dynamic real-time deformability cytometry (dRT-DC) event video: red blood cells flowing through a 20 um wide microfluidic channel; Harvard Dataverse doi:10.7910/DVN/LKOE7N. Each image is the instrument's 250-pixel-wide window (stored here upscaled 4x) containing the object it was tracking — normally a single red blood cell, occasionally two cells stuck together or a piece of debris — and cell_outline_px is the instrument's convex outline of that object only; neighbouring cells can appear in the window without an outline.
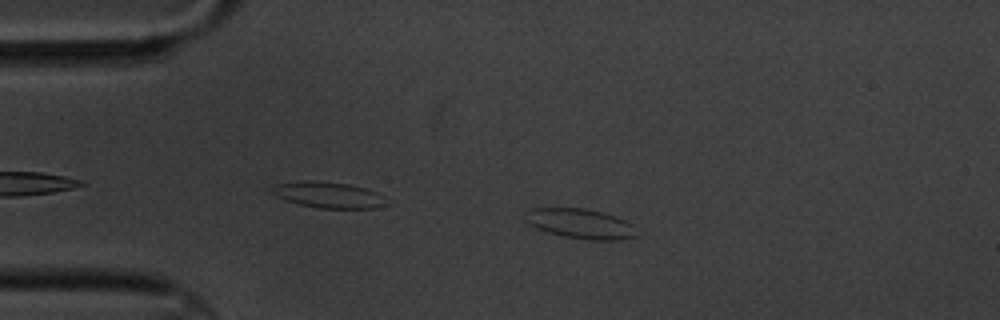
{"species": "common noctule bat (a hibernating species)", "species_latin": "Nyctalus noctula", "temperature_condition": "cold", "stored_images_in_passage": 4, "camera_frame_rate_fps": 3000, "um_per_image_px": 0.085, "animal": {"sex": "male", "body_mass_g": 20.1, "forearm_length_mm": 53.5}, "frame": {"image": 1, "passage_image": 3, "time_ms": 2.333, "image_size_px": [1000, 320], "cell_outline_px": [[640, 236], [620, 240], [588, 240], [564, 236], [548, 232], [536, 228], [528, 224], [524, 220], [524, 212], [532, 208], [584, 208], [604, 212], [616, 216], [632, 224]], "centroid_in_image_um": [49.34, 19.01], "position_along_channel_um": 35.7, "area_um2": 19.71}}